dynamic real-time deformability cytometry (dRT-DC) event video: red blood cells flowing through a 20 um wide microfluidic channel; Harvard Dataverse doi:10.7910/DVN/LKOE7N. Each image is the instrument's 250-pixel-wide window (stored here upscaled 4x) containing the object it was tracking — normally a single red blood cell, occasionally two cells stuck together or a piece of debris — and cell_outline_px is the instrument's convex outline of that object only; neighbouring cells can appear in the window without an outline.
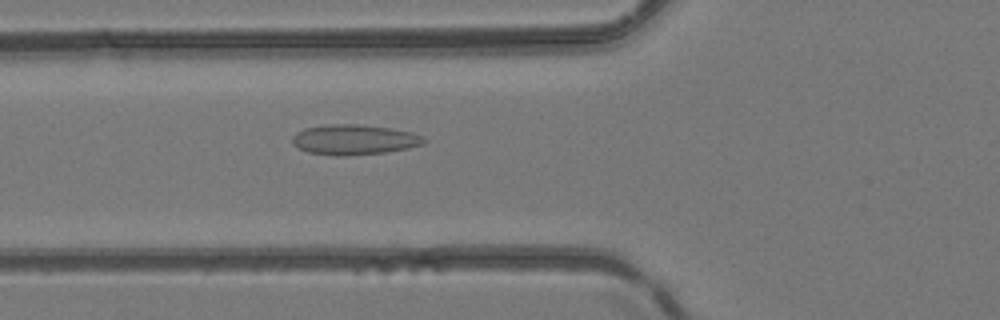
{"species": "common noctule bat (a hibernating species)", "species_latin": "Nyctalus noctula", "temperature_condition": "room temperature", "stored_images_in_passage": 45, "camera_frame_rate_fps": 3000, "um_per_image_px": 0.085, "animal": {"sex": "female", "body_mass_g": 24.6, "forearm_length_mm": 56.2}, "frame": {"image": 1, "passage_image": 16, "time_ms": 5.0, "image_size_px": [1000, 320], "cell_outline_px": [[428, 140], [424, 144], [408, 148], [384, 152], [348, 156], [336, 156], [308, 152], [296, 148], [292, 144], [292, 136], [296, 132], [304, 128], [332, 124], [356, 124], [388, 128], [412, 132], [424, 136]], "centroid_in_image_um": [30.09, 11.88], "position_along_channel_um": 95.7, "area_um2": 23.29}}
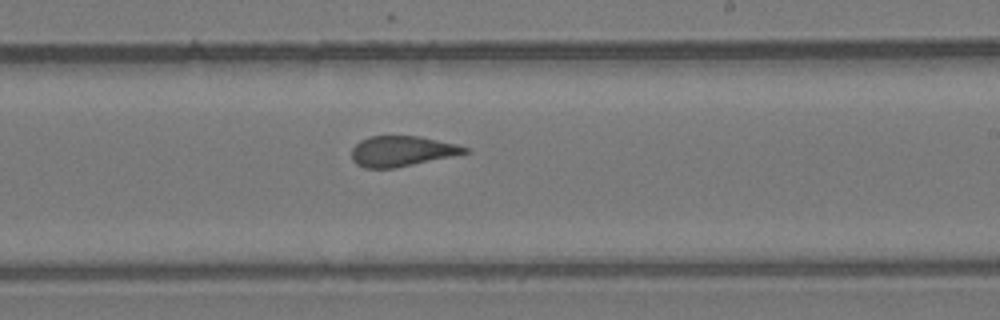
{"frame": {"image": 2, "passage_image": 27, "time_ms": 8.667, "image_size_px": [1000, 320], "cell_outline_px": [[472, 152], [396, 168], [364, 168], [356, 164], [352, 160], [352, 148], [360, 140], [368, 136], [420, 136], [456, 144], [468, 148]], "centroid_in_image_um": [34.16, 12.85], "position_along_channel_um": 254.8, "area_um2": 20.17}}
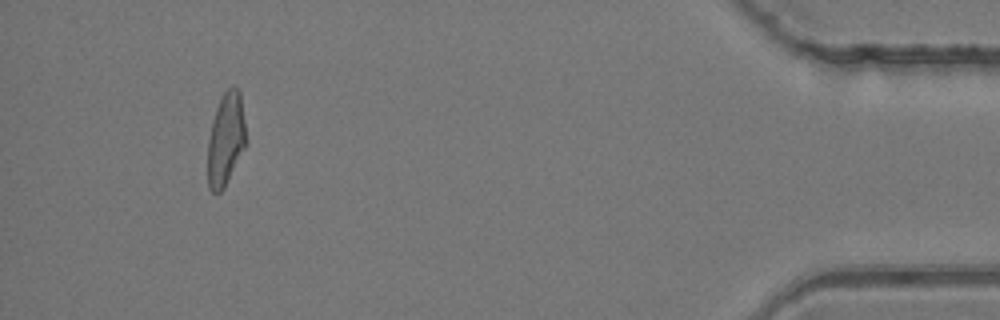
{"frame": {"image": 3, "passage_image": 43, "time_ms": 14.0, "image_size_px": [1000, 320], "cell_outline_px": [[244, 148], [224, 188], [220, 192], [212, 192], [208, 188], [208, 140], [212, 120], [216, 108], [224, 92], [232, 84], [240, 92], [244, 120]], "centroid_in_image_um": [19.16, 11.83], "position_along_channel_um": 416.0, "area_um2": 20.29}}